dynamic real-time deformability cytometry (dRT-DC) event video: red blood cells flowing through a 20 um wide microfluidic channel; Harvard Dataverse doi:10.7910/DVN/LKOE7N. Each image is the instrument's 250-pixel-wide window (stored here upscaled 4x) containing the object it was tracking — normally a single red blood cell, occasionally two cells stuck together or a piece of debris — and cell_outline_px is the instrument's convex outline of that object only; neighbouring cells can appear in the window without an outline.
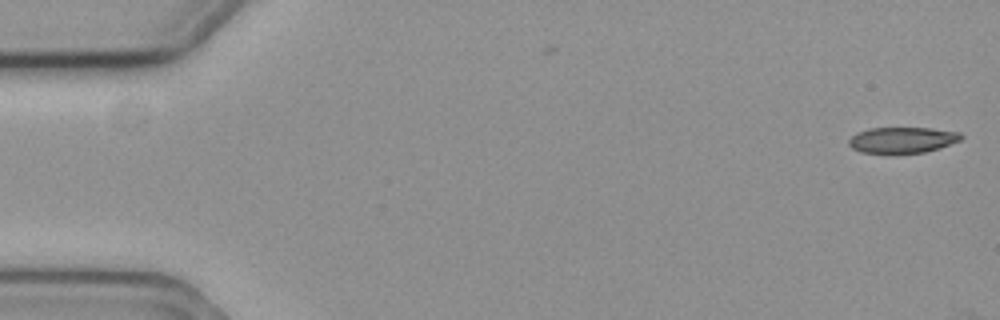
{"species": "common noctule bat (a hibernating species)", "species_latin": "Nyctalus noctula", "temperature_condition": "cold", "stored_images_in_passage": 7, "camera_frame_rate_fps": 3000, "um_per_image_px": 0.085, "animal": {"sex": "female", "body_mass_g": 19.3, "forearm_length_mm": 54.1}, "frame": {"image": 1, "passage_image": 1, "time_ms": 0.0, "image_size_px": [1000, 320], "cell_outline_px": [[964, 136], [960, 140], [940, 148], [924, 152], [860, 152], [852, 148], [848, 144], [848, 140], [856, 132], [868, 128], [932, 128], [960, 132]], "centroid_in_image_um": [76.7, 11.88], "position_along_channel_um": 8.3, "area_um2": 16.82}}